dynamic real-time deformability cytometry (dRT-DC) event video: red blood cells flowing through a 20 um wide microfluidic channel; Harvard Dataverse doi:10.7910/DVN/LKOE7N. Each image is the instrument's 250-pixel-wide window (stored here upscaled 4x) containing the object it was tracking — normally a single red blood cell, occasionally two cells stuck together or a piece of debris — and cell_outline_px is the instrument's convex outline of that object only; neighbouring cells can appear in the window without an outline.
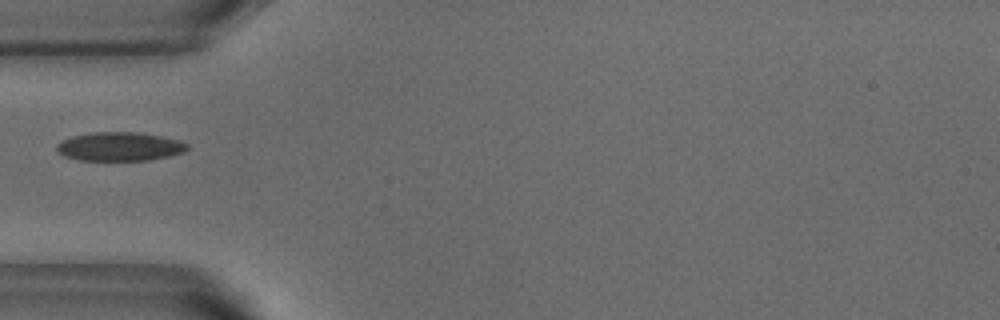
{"species": "common noctule bat (a hibernating species)", "species_latin": "Nyctalus noctula", "temperature_condition": "warm", "stored_images_in_passage": 34, "camera_frame_rate_fps": 3000, "um_per_image_px": 0.085, "animal": {"sex": "male", "body_mass_g": 18.8}, "frame": {"image": 1, "passage_image": 1, "time_ms": 0.0, "image_size_px": [1000, 320], "cell_outline_px": [[188, 148], [184, 152], [168, 156], [148, 160], [80, 160], [64, 156], [56, 148], [56, 144], [72, 136], [92, 132], [140, 132], [180, 140], [188, 144]], "centroid_in_image_um": [10.19, 12.45], "position_along_channel_um": 74.8, "area_um2": 21.79}}